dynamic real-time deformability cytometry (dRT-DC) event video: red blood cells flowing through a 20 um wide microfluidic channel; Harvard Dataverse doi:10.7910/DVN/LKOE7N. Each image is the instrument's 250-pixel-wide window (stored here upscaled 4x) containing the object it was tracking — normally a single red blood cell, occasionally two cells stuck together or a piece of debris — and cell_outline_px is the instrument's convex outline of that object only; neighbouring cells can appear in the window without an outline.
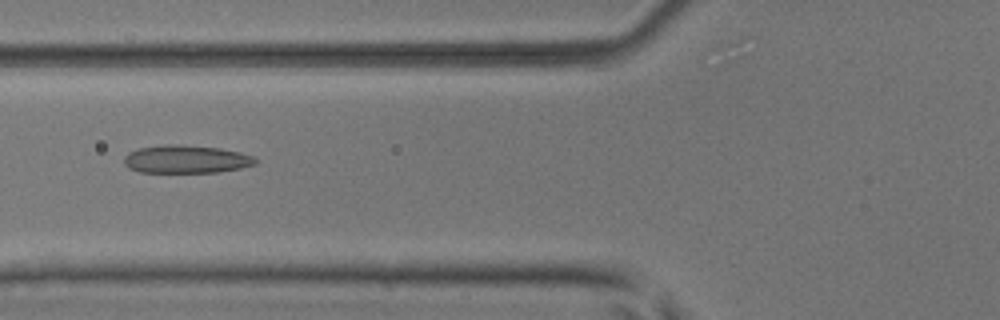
{"species": "common noctule bat (a hibernating species)", "species_latin": "Nyctalus noctula", "temperature_condition": "room temperature", "stored_images_in_passage": 47, "camera_frame_rate_fps": 3000, "um_per_image_px": 0.085, "animal": {"sex": "male", "body_mass_g": 17.9, "forearm_length_mm": 54.2}, "frame": {"image": 1, "passage_image": 16, "time_ms": 5.0, "image_size_px": [1000, 320], "cell_outline_px": [[256, 164], [240, 168], [216, 172], [140, 172], [128, 168], [124, 164], [124, 156], [128, 152], [140, 148], [164, 144], [180, 144], [220, 148], [240, 152], [252, 156], [256, 160]], "centroid_in_image_um": [15.79, 13.52], "position_along_channel_um": 110.0, "area_um2": 21.44}}
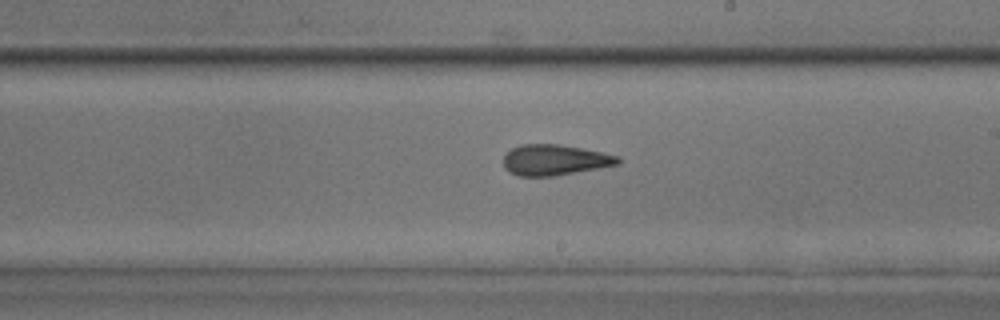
{"frame": {"image": 2, "passage_image": 26, "time_ms": 8.333, "image_size_px": [1000, 320], "cell_outline_px": [[620, 164], [552, 176], [520, 176], [508, 172], [504, 168], [504, 156], [512, 148], [520, 144], [560, 144], [620, 156]], "centroid_in_image_um": [47.13, 13.59], "position_along_channel_um": 241.9, "area_um2": 20.35}}
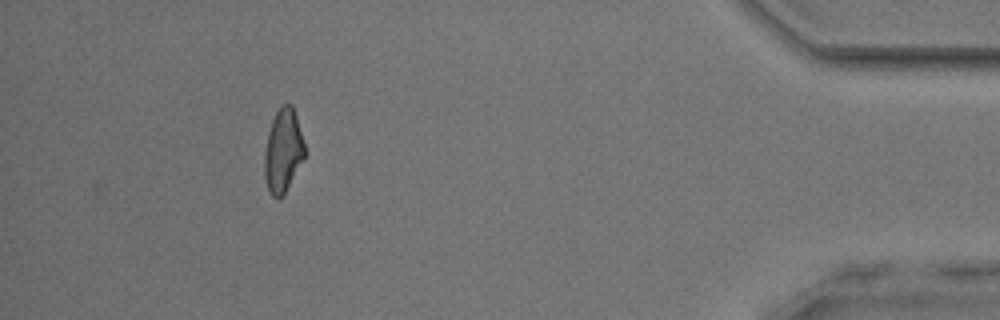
{"frame": {"image": 3, "passage_image": 43, "time_ms": 14.0, "image_size_px": [1000, 320], "cell_outline_px": [[304, 160], [284, 192], [276, 200], [268, 192], [264, 176], [264, 152], [268, 132], [272, 120], [280, 104], [292, 104], [296, 116], [304, 144]], "centroid_in_image_um": [24.04, 12.81], "position_along_channel_um": 411.2, "area_um2": 19.48}, "authors_computed_cell_mechanics": {"area_um2": 20.808, "velocity_mm_per_s": 3.9695, "shape_relaxation_time_tau1_ms": 10.7804, "shape_relaxation_time_tau2_ms": 2.5199, "deformation_change_tau1": 0.2252, "deformation_change_tau2": 0.1139}}